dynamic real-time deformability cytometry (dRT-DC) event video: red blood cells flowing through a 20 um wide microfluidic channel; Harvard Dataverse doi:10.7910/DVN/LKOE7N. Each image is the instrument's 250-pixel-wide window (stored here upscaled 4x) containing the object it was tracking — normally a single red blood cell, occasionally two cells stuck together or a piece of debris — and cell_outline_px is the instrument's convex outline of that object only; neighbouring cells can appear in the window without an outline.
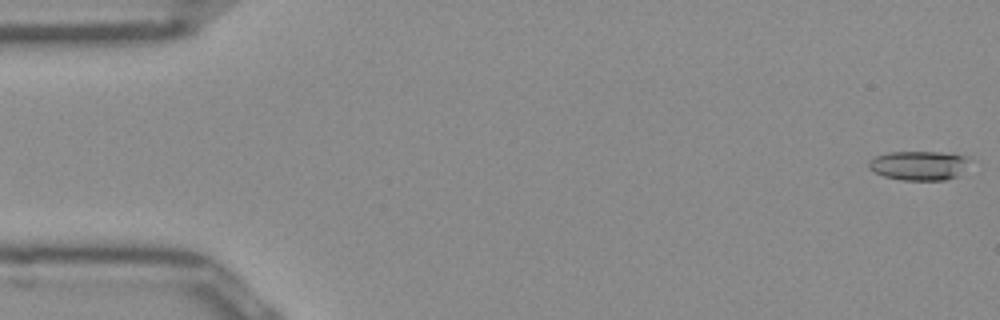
{"species": "Egyptian fruit bat (a non-hibernating species)", "species_latin": "Rousettus aegyptiacus", "temperature_condition": "room temperature", "stored_images_in_passage": 50, "camera_frame_rate_fps": 3000, "um_per_image_px": 0.085, "frame": {"image": 1, "passage_image": 1, "time_ms": 0.0, "image_size_px": [1000, 320], "cell_outline_px": [[968, 156], [956, 176], [944, 180], [900, 180], [884, 176], [868, 168], [868, 160], [876, 156], [888, 152], [940, 152]], "centroid_in_image_um": [77.99, 14.06], "position_along_channel_um": 7.0, "area_um2": 16.76}}
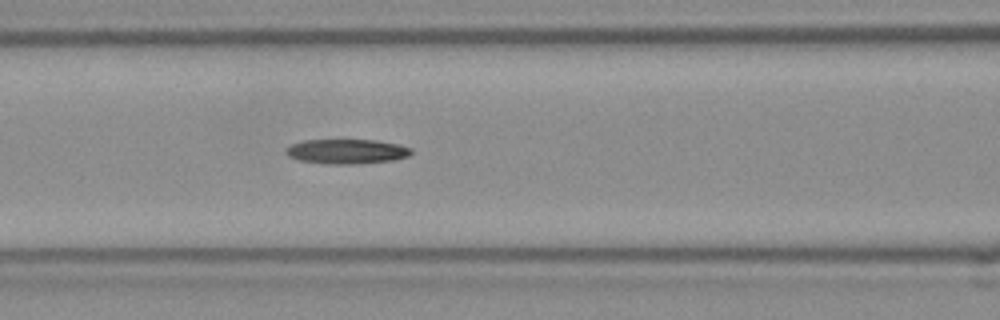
{"frame": {"image": 2, "passage_image": 21, "time_ms": 6.667, "image_size_px": [1000, 320], "cell_outline_px": [[412, 152], [408, 156], [392, 160], [352, 164], [332, 164], [300, 160], [288, 156], [284, 152], [284, 148], [292, 144], [304, 140], [376, 140], [396, 144], [412, 148]], "centroid_in_image_um": [29.44, 12.86], "position_along_channel_um": 137.2, "area_um2": 17.86}}
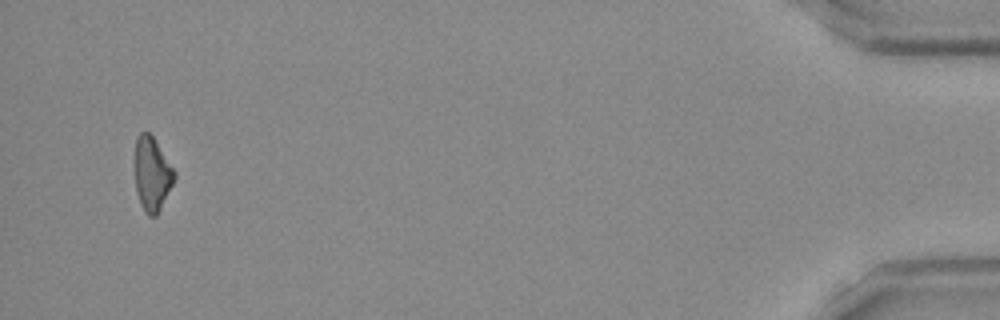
{"frame": {"image": 3, "passage_image": 49, "time_ms": 16.0, "image_size_px": [1000, 320], "cell_outline_px": [[176, 176], [156, 216], [148, 216], [144, 212], [140, 204], [136, 192], [132, 160], [136, 136], [140, 132], [148, 132], [152, 136], [176, 172]], "centroid_in_image_um": [12.85, 14.76], "position_along_channel_um": 422.3, "area_um2": 17.46}}